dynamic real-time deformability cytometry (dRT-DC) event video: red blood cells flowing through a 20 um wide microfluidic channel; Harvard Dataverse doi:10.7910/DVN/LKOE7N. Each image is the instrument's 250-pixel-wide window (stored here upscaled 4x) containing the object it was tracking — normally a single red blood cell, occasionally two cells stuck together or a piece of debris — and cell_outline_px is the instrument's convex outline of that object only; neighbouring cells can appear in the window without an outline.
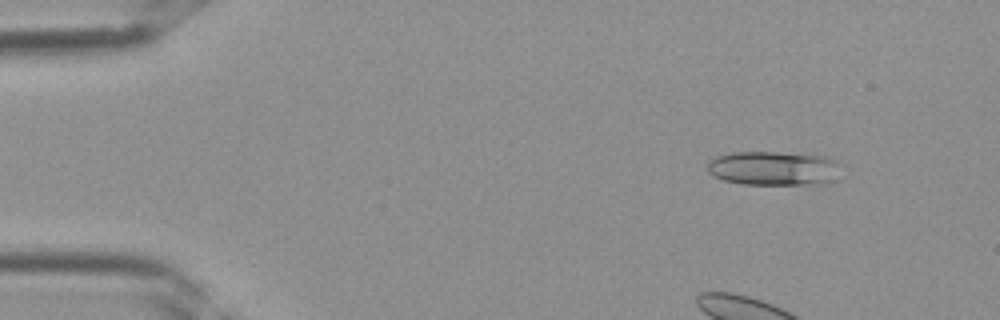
{"species": "Egyptian fruit bat (a non-hibernating species)", "species_latin": "Rousettus aegyptiacus", "temperature_condition": "room temperature", "stored_images_in_passage": 38, "camera_frame_rate_fps": 3000, "um_per_image_px": 0.085, "frame": {"image": 1, "passage_image": 4, "time_ms": 1.0, "image_size_px": [1000, 320], "cell_outline_px": [[840, 164], [836, 180], [820, 184], [740, 184], [724, 180], [712, 176], [708, 172], [708, 160], [716, 156], [732, 152], [776, 152], [824, 156], [836, 160]], "centroid_in_image_um": [65.74, 14.31], "position_along_channel_um": 19.3, "area_um2": 26.82}}
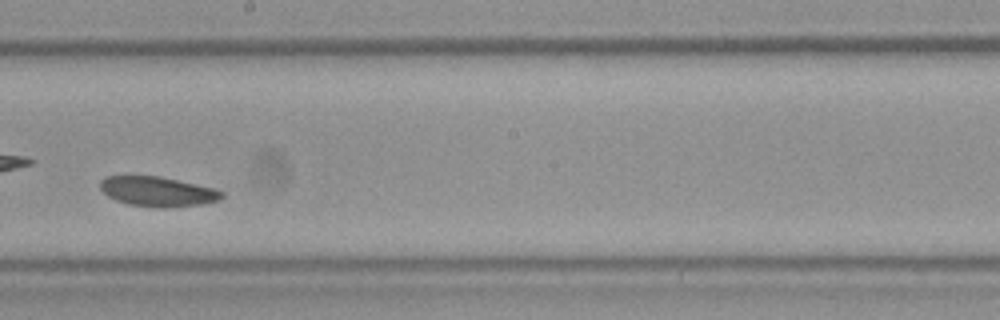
{"frame": {"image": 2, "passage_image": 22, "time_ms": 7.0, "image_size_px": [1000, 320], "cell_outline_px": [[224, 196], [220, 200], [204, 204], [164, 208], [160, 208], [128, 204], [116, 200], [108, 196], [100, 188], [100, 180], [104, 176], [160, 176], [216, 188], [224, 192]], "centroid_in_image_um": [13.44, 16.28], "position_along_channel_um": 234.8, "area_um2": 21.33}}
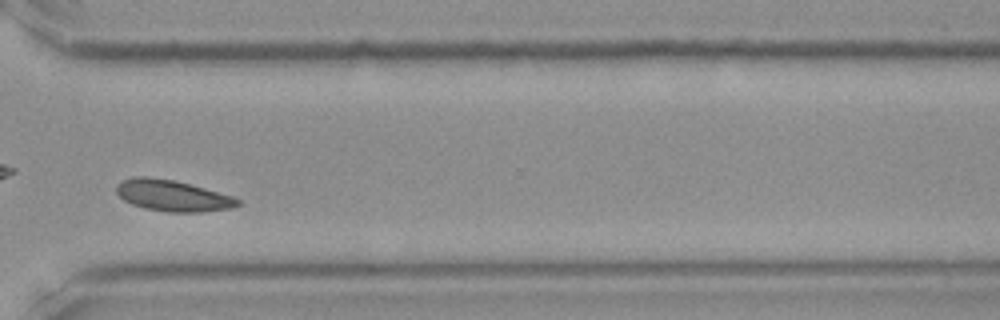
{"frame": {"image": 3, "passage_image": 29, "time_ms": 9.333, "image_size_px": [1000, 320], "cell_outline_px": [[240, 204], [232, 208], [204, 212], [168, 212], [144, 208], [132, 204], [124, 200], [116, 192], [116, 184], [120, 180], [132, 176], [148, 176], [172, 180], [204, 188], [232, 196], [240, 200]], "centroid_in_image_um": [14.63, 16.63], "position_along_channel_um": 356.0, "area_um2": 22.08}}